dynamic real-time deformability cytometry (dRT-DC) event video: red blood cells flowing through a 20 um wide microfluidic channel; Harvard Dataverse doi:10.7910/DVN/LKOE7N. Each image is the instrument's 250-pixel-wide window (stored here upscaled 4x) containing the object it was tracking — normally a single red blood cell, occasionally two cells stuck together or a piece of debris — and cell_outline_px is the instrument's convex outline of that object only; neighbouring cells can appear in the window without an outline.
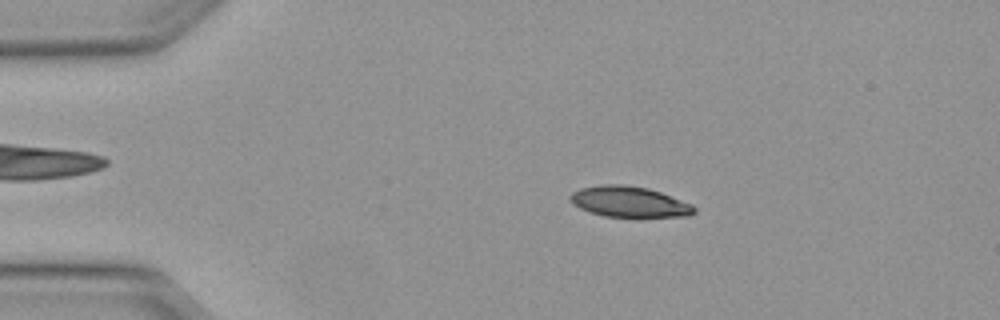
{"species": "Egyptian fruit bat (a non-hibernating species)", "species_latin": "Rousettus aegyptiacus", "temperature_condition": "warm", "stored_images_in_passage": 46, "camera_frame_rate_fps": 3000, "um_per_image_px": 0.085, "animal": {"sex": "female"}, "frame": {"image": 1, "passage_image": 6, "time_ms": 1.667, "image_size_px": [1000, 320], "cell_outline_px": [[696, 212], [688, 216], [604, 216], [580, 208], [572, 204], [568, 200], [568, 196], [572, 192], [580, 188], [604, 184], [620, 184], [648, 188], [660, 192], [692, 204], [696, 208]], "centroid_in_image_um": [53.45, 17.14], "position_along_channel_um": 31.5, "area_um2": 22.02}}
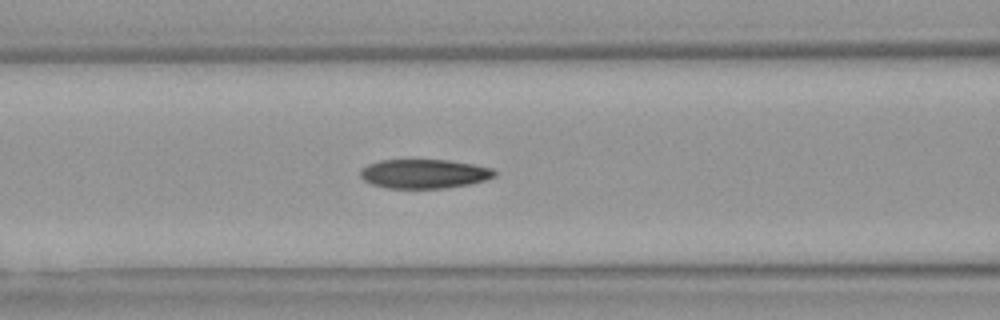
{"frame": {"image": 2, "passage_image": 17, "time_ms": 5.333, "image_size_px": [1000, 320], "cell_outline_px": [[496, 176], [484, 180], [468, 184], [448, 188], [388, 188], [372, 184], [364, 180], [360, 176], [360, 172], [368, 164], [380, 160], [448, 160], [472, 164], [492, 168], [496, 172]], "centroid_in_image_um": [36.06, 14.77], "position_along_channel_um": 130.5, "area_um2": 22.66}}
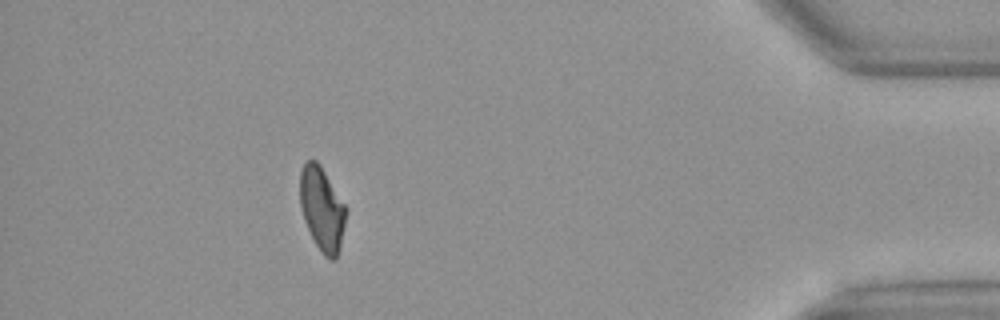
{"frame": {"image": 3, "passage_image": 41, "time_ms": 13.333, "image_size_px": [1000, 320], "cell_outline_px": [[344, 224], [340, 248], [336, 260], [328, 260], [324, 256], [316, 244], [304, 220], [300, 208], [300, 172], [304, 164], [308, 160], [316, 160], [320, 164], [344, 204]], "centroid_in_image_um": [27.34, 17.77], "position_along_channel_um": 407.9, "area_um2": 22.02}, "authors_computed_cell_mechanics": {"area_um2": 22.8888, "velocity_mm_per_s": 4.1359, "shape_relaxation_time_tau1_ms": 6.5165, "shape_relaxation_time_tau2_ms": 2.3842, "deformation_change_tau1": 0.1875, "deformation_change_tau2": 0.0824}}